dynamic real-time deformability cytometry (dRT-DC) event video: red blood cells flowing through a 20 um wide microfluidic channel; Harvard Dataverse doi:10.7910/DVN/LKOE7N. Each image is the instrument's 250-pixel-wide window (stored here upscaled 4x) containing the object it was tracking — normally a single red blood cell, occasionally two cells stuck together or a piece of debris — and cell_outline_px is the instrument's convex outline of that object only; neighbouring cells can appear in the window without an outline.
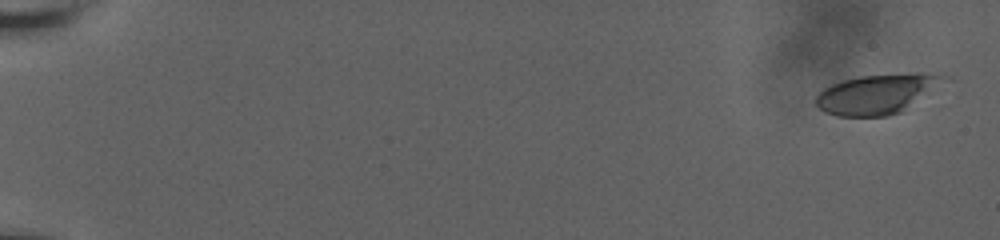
{"species": "human", "species_latin": "Homo sapiens", "temperature_condition": "room temperature", "stored_images_in_passage": 53, "camera_frame_rate_fps": 3000, "um_per_image_px": 0.085, "donor": {"sex": "male"}, "frame": {"image": 1, "passage_image": 1, "time_ms": 0.0, "image_size_px": [1000, 240], "cell_outline_px": [[952, 80], [900, 112], [888, 116], [836, 116], [824, 112], [816, 104], [816, 96], [824, 88], [832, 84], [844, 80], [860, 76], [912, 72], [920, 72], [952, 76]], "centroid_in_image_um": [74.66, 7.96], "position_along_channel_um": 10.3, "area_um2": 30.17}}
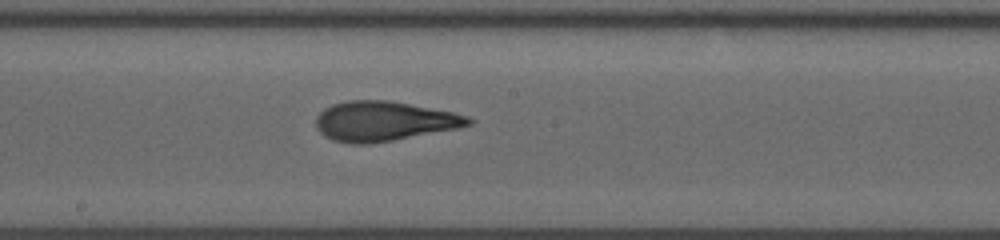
{"frame": {"image": 2, "passage_image": 27, "time_ms": 11.333, "image_size_px": [1000, 240], "cell_outline_px": [[476, 120], [472, 124], [460, 128], [392, 140], [368, 144], [352, 144], [332, 140], [324, 136], [316, 128], [316, 116], [324, 108], [332, 104], [348, 100], [388, 100], [452, 112], [468, 116]], "centroid_in_image_um": [32.62, 10.3], "position_along_channel_um": 215.6, "area_um2": 35.37}}
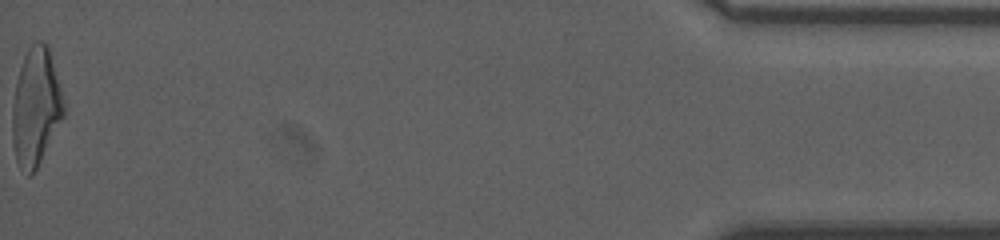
{"frame": {"image": 3, "passage_image": 53, "time_ms": 19.667, "image_size_px": [1000, 240], "cell_outline_px": [[64, 116], [36, 168], [28, 176], [20, 168], [16, 160], [12, 144], [12, 104], [16, 84], [20, 68], [24, 56], [28, 48], [36, 40], [44, 40], [48, 44], [64, 100]], "centroid_in_image_um": [3.04, 9.06], "position_along_channel_um": 432.2, "area_um2": 35.14}, "authors_computed_cell_mechanics": {"area_um2": 34.2754, "velocity_mm_per_s": 3.6564, "shape_relaxation_time_tau1_ms": 6.5624, "shape_relaxation_time_tau2_ms": 1.5559, "deformation_change_tau1": 0.22, "deformation_change_tau2": 0.1014}}